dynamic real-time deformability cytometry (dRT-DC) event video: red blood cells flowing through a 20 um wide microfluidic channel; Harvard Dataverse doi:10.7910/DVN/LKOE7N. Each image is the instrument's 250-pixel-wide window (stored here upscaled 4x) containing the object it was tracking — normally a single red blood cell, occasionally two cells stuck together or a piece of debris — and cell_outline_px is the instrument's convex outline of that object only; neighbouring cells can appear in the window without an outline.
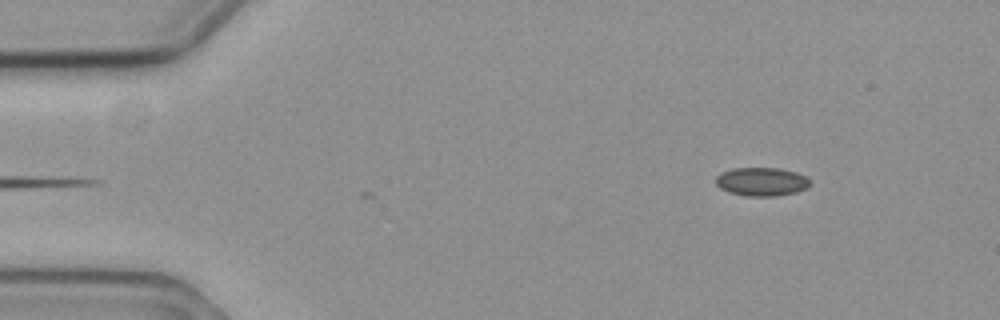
{"species": "common noctule bat (a hibernating species)", "species_latin": "Nyctalus noctula", "temperature_condition": "cold", "stored_images_in_passage": 9, "camera_frame_rate_fps": 3000, "um_per_image_px": 0.085, "animal": {"sex": "female", "body_mass_g": 19.3, "forearm_length_mm": 54.1}, "frame": {"image": 1, "passage_image": 1, "time_ms": 0.0, "image_size_px": [1000, 320], "cell_outline_px": [[808, 188], [796, 192], [776, 196], [748, 196], [728, 192], [720, 188], [716, 184], [716, 176], [720, 172], [732, 168], [780, 168], [796, 172], [804, 176], [808, 180]], "centroid_in_image_um": [64.7, 15.44], "position_along_channel_um": 20.3, "area_um2": 15.66}}